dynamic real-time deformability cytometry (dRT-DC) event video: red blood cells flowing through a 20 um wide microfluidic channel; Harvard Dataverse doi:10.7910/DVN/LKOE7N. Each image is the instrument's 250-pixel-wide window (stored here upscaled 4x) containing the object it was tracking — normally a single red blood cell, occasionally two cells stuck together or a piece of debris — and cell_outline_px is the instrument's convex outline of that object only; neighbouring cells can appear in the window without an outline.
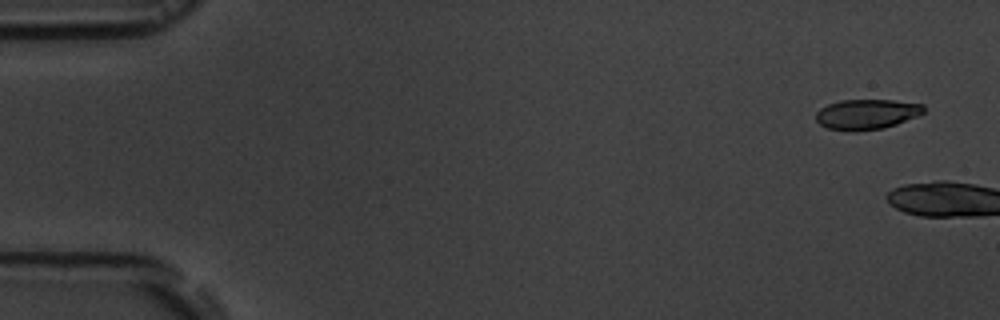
{"species": "common noctule bat (a hibernating species)", "species_latin": "Nyctalus noctula", "temperature_condition": "room temperature", "stored_images_in_passage": 2, "camera_frame_rate_fps": 3000, "um_per_image_px": 0.085, "animal": {"sex": "male", "body_mass_g": 19.5, "forearm_length_mm": 54.6}, "frame": {"image": 1, "passage_image": 1, "time_ms": 0.0, "image_size_px": [1000, 320], "cell_outline_px": [[924, 112], [916, 116], [896, 124], [884, 128], [856, 132], [828, 128], [820, 124], [816, 120], [816, 112], [820, 108], [828, 104], [840, 100], [892, 100], [924, 104]], "centroid_in_image_um": [73.65, 9.71], "position_along_channel_um": 11.4, "area_um2": 18.96}}